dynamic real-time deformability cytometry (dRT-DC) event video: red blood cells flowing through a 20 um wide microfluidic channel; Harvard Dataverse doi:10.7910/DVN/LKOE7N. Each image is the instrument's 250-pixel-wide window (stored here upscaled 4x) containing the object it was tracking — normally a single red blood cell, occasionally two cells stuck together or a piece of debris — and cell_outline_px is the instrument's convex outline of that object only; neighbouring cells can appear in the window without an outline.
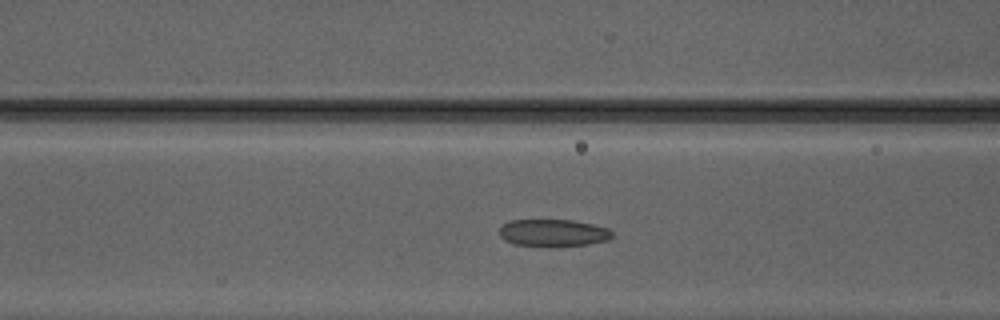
{"species": "Egyptian fruit bat (a non-hibernating species)", "species_latin": "Rousettus aegyptiacus", "temperature_condition": "warm", "stored_images_in_passage": 37, "camera_frame_rate_fps": 3000, "um_per_image_px": 0.085, "animal": {"sex": "male"}, "frame": {"image": 1, "passage_image": 8, "time_ms": 2.333, "image_size_px": [1000, 320], "cell_outline_px": [[612, 236], [608, 240], [588, 244], [516, 244], [504, 240], [500, 236], [500, 228], [508, 220], [572, 220], [592, 224], [608, 228], [612, 232]], "centroid_in_image_um": [47.02, 19.75], "position_along_channel_um": 119.6, "area_um2": 17.11}}
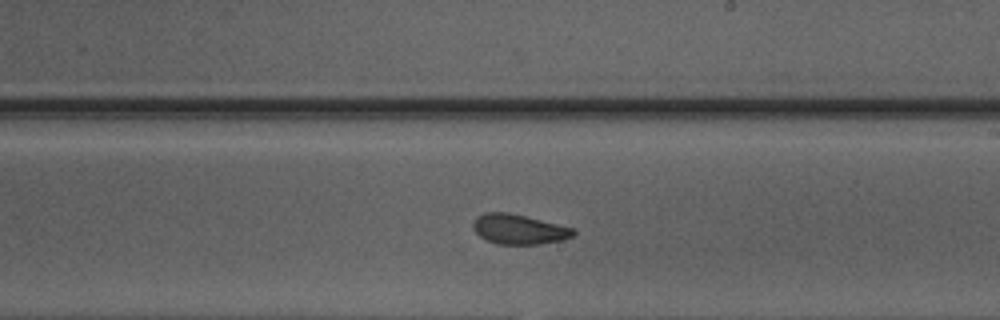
{"frame": {"image": 2, "passage_image": 17, "time_ms": 5.333, "image_size_px": [1000, 320], "cell_outline_px": [[576, 232], [572, 236], [560, 240], [540, 244], [496, 244], [480, 236], [476, 232], [472, 224], [476, 216], [484, 212], [508, 212], [572, 228]], "centroid_in_image_um": [44.05, 19.48], "position_along_channel_um": 244.9, "area_um2": 17.17}}
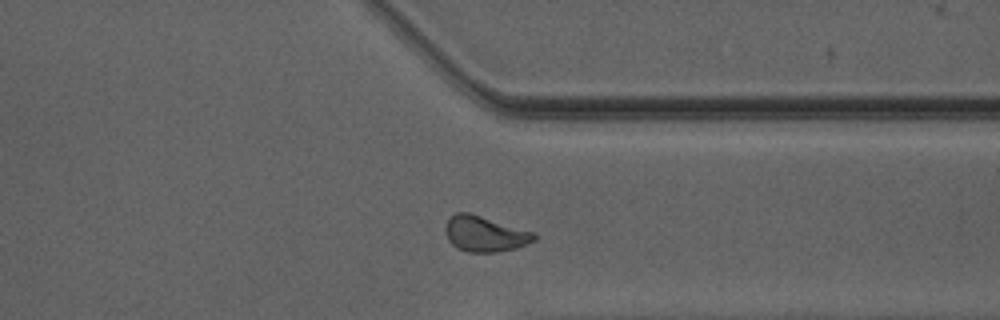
{"frame": {"image": 3, "passage_image": 26, "time_ms": 8.333, "image_size_px": [1000, 320], "cell_outline_px": [[536, 240], [516, 248], [500, 252], [468, 252], [456, 248], [448, 240], [444, 232], [444, 228], [448, 220], [456, 212], [468, 212], [536, 232]], "centroid_in_image_um": [41.22, 19.88], "position_along_channel_um": 370.2, "area_um2": 18.61}, "authors_computed_cell_mechanics": {"area_um2": 17.8602, "velocity_mm_per_s": 4.1792, "shape_relaxation_time_tau1_ms": null, "shape_relaxation_time_tau2_ms": 1.3491, "deformation_change_tau1": null, "deformation_change_tau2": 0.0725}}